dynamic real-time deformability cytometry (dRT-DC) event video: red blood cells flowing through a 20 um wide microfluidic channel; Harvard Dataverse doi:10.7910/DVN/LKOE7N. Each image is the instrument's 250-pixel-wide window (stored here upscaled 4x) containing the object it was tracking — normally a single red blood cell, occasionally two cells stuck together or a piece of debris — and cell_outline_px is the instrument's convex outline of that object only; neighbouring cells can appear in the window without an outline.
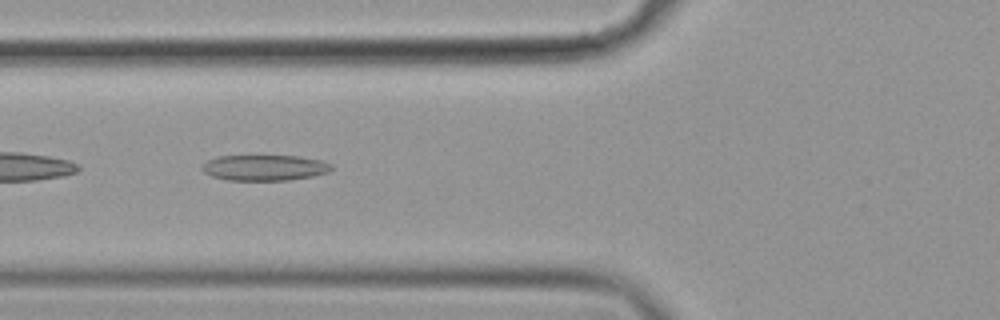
{"species": "common noctule bat (a hibernating species)", "species_latin": "Nyctalus noctula", "temperature_condition": "cold", "stored_images_in_passage": 40, "camera_frame_rate_fps": 3000, "um_per_image_px": 0.085, "animal": {"sex": "female", "body_mass_g": 19.9}, "frame": {"image": 1, "passage_image": 5, "time_ms": 1.333, "image_size_px": [1000, 320], "cell_outline_px": [[332, 168], [328, 172], [312, 176], [288, 180], [228, 180], [212, 176], [204, 172], [200, 168], [208, 160], [216, 156], [300, 156], [320, 160], [332, 164]], "centroid_in_image_um": [22.48, 14.25], "position_along_channel_um": 103.3, "area_um2": 19.31}}
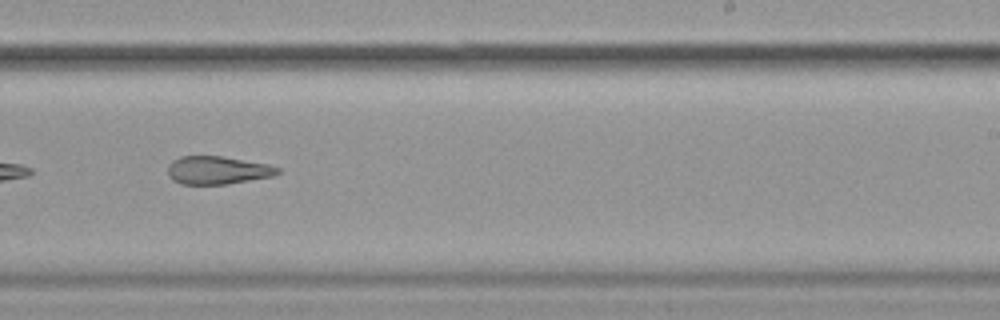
{"frame": {"image": 2, "passage_image": 19, "time_ms": 6.0, "image_size_px": [1000, 320], "cell_outline_px": [[280, 172], [272, 176], [228, 184], [180, 184], [172, 180], [168, 176], [168, 164], [172, 160], [180, 156], [220, 156], [268, 164], [280, 168]], "centroid_in_image_um": [18.45, 14.47], "position_along_channel_um": 270.6, "area_um2": 17.98}}
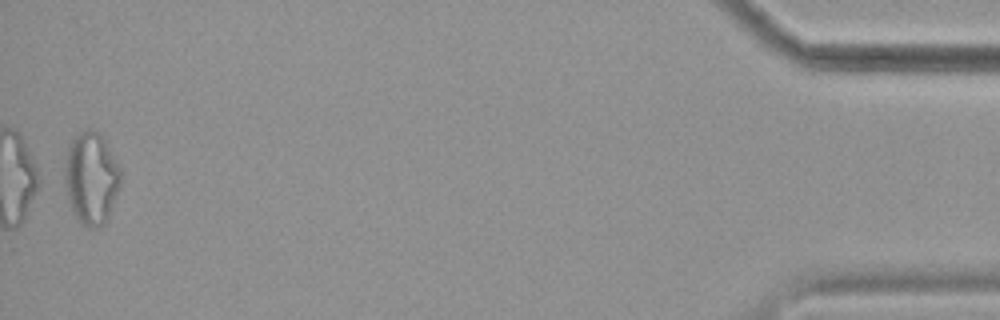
{"frame": {"image": 3, "passage_image": 39, "time_ms": 12.667, "image_size_px": [1000, 320], "cell_outline_px": [[120, 184], [108, 216], [104, 224], [100, 228], [88, 228], [80, 224], [72, 208], [68, 196], [64, 172], [64, 168], [68, 148], [72, 140], [84, 128], [92, 128], [100, 132], [104, 136], [120, 168]], "centroid_in_image_um": [7.77, 15.11], "position_along_channel_um": 427.4, "area_um2": 30.0}, "authors_computed_cell_mechanics": {"area_um2": 19.3341, "velocity_mm_per_s": 3.5883, "shape_relaxation_time_tau1_ms": null, "shape_relaxation_time_tau2_ms": 10.5517, "deformation_change_tau1": null, "deformation_change_tau2": 0.262}}